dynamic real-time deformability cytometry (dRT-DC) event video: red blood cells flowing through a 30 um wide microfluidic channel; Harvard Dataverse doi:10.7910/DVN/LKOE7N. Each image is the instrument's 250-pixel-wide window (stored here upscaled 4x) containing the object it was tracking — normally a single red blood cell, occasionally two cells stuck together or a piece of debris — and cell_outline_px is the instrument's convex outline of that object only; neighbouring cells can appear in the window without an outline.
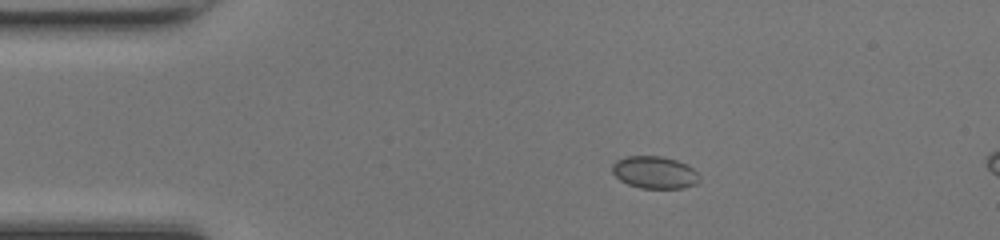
{"species": "common noctule bat (a hibernating species)", "species_latin": "Nyctalus noctula", "temperature_condition": "room temperature", "stored_images_in_passage": 41, "camera_frame_rate_fps": 3000, "um_per_image_px": 0.085, "animal": {"sex": "female", "body_mass_g": 17.0, "forearm_length_mm": 48.0}, "frame": {"image": 1, "passage_image": 1, "time_ms": 0.0, "image_size_px": [1000, 240], "cell_outline_px": [[700, 180], [696, 184], [684, 188], [640, 188], [628, 184], [620, 180], [612, 172], [612, 164], [616, 160], [628, 156], [660, 156], [676, 160], [692, 168], [700, 176]], "centroid_in_image_um": [55.63, 14.66], "position_along_channel_um": 29.4, "area_um2": 16.36}}
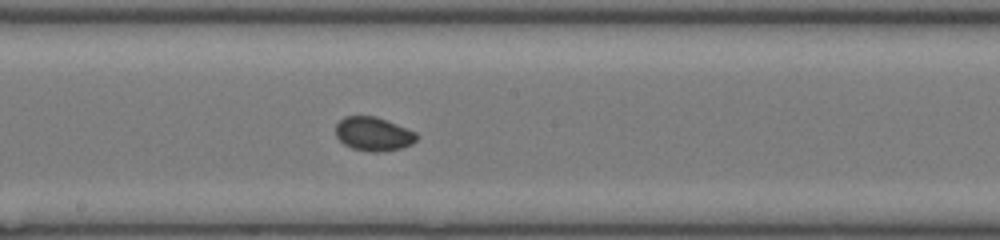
{"frame": {"image": 2, "passage_image": 18, "time_ms": 5.667, "image_size_px": [1000, 240], "cell_outline_px": [[420, 136], [412, 144], [400, 148], [380, 152], [372, 152], [352, 148], [344, 144], [336, 136], [336, 124], [344, 116], [376, 116], [416, 132]], "centroid_in_image_um": [31.75, 11.38], "position_along_channel_um": 216.5, "area_um2": 15.95}}
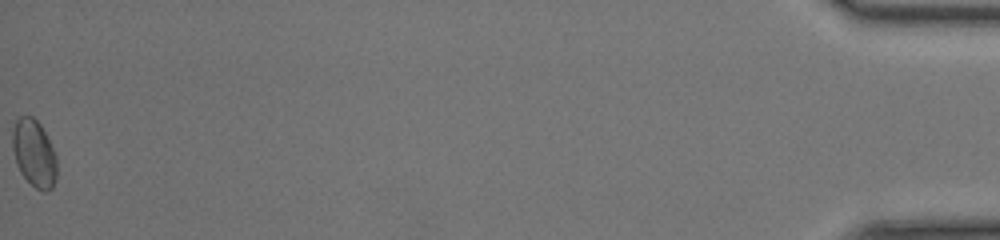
{"frame": {"image": 3, "passage_image": 41, "time_ms": 13.333, "image_size_px": [1000, 240], "cell_outline_px": [[56, 180], [52, 188], [44, 192], [36, 188], [20, 172], [16, 164], [12, 148], [12, 132], [16, 120], [20, 116], [32, 116], [40, 124], [56, 156]], "centroid_in_image_um": [2.88, 13.04], "position_along_channel_um": 432.3, "area_um2": 17.22}, "authors_computed_cell_mechanics": {"area_um2": 15.9528, "velocity_mm_per_s": 4.2543, "shape_relaxation_time_tau1_ms": 2.2652, "shape_relaxation_time_tau2_ms": null, "deformation_change_tau1": 0.0317, "deformation_change_tau2": null}}